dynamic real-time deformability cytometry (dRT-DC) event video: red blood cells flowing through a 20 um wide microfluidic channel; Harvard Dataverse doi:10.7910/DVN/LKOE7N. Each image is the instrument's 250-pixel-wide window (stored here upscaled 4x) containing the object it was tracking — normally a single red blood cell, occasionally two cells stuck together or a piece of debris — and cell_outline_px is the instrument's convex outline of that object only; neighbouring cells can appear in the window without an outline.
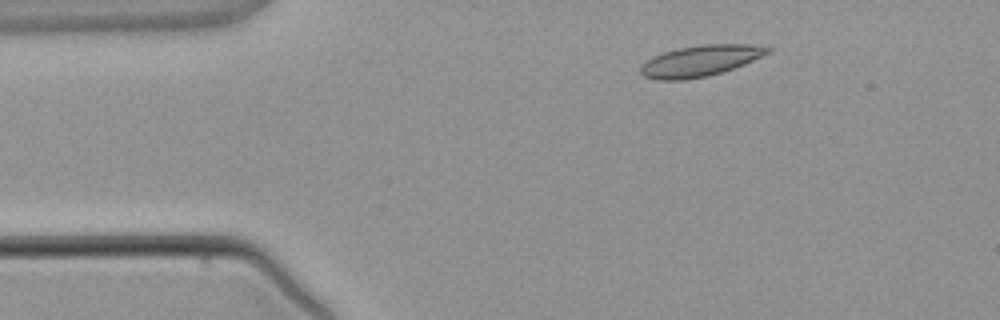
{"species": "common noctule bat (a hibernating species)", "species_latin": "Nyctalus noctula", "temperature_condition": "warm", "stored_images_in_passage": 2, "camera_frame_rate_fps": 3000, "um_per_image_px": 0.085, "animal": {"sex": "male", "body_mass_g": 21.5, "forearm_length_mm": 52.0}, "frame": {"image": 1, "passage_image": 1, "time_ms": 0.0, "image_size_px": [1000, 320], "cell_outline_px": [[772, 52], [744, 64], [708, 76], [684, 80], [660, 80], [644, 76], [640, 72], [640, 68], [648, 60], [664, 52], [676, 48], [704, 44], [748, 44], [772, 48]], "centroid_in_image_um": [59.55, 5.16], "position_along_channel_um": 25.4, "area_um2": 22.72}}